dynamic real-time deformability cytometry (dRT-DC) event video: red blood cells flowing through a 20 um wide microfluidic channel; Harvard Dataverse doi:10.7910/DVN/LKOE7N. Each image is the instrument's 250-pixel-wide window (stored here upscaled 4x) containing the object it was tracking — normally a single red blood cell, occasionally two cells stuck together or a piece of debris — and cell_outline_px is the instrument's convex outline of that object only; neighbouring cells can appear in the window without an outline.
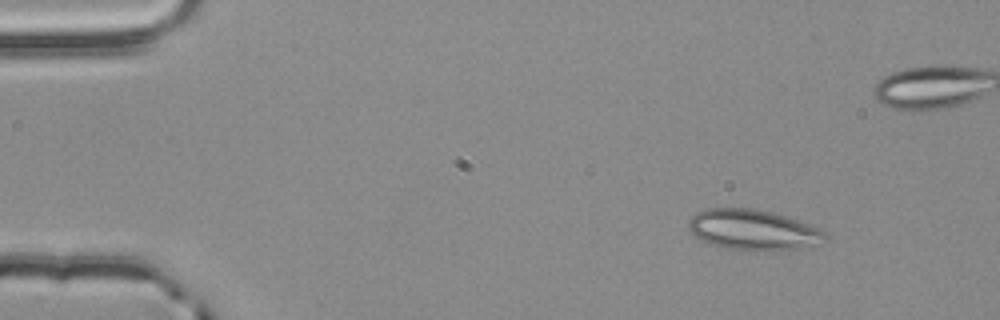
{"species": "common noctule bat (a hibernating species)", "species_latin": "Nyctalus noctula", "temperature_condition": "room temperature", "stored_images_in_passage": 4, "camera_frame_rate_fps": 3000, "um_per_image_px": 0.085, "animal": {"sex": "male", "body_mass_g": 20.4}, "frame": {"image": 1, "passage_image": 1, "time_ms": 0.0, "image_size_px": [1000, 320], "cell_outline_px": [[828, 236], [796, 248], [724, 248], [712, 244], [696, 236], [692, 232], [688, 224], [688, 220], [696, 212], [704, 208], [752, 208], [772, 212], [808, 224], [824, 232]], "centroid_in_image_um": [63.87, 19.46], "position_along_channel_um": 21.1, "area_um2": 30.46}}